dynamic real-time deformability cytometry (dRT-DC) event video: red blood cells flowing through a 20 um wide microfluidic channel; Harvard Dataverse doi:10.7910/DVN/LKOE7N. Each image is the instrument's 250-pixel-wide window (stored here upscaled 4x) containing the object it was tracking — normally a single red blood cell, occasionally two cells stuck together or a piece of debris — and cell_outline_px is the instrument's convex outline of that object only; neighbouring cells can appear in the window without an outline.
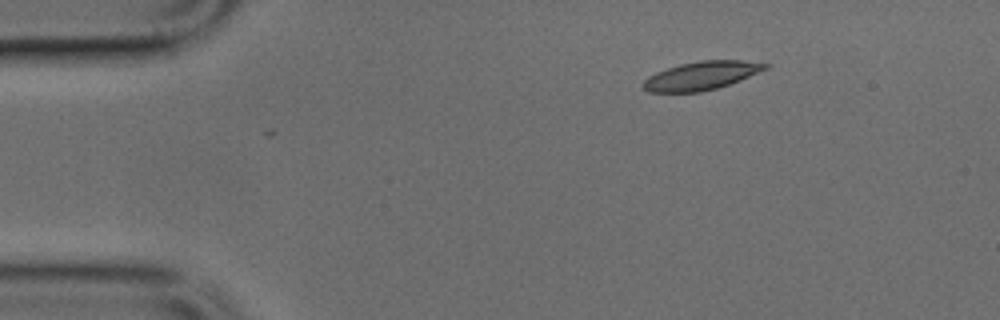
{"species": "common noctule bat (a hibernating species)", "species_latin": "Nyctalus noctula", "temperature_condition": "cold", "stored_images_in_passage": 3, "camera_frame_rate_fps": 3000, "um_per_image_px": 0.085, "animal": {"sex": "male", "body_mass_g": 17.9, "forearm_length_mm": 54.2}, "frame": {"image": 1, "passage_image": 2, "time_ms": 0.333, "image_size_px": [1000, 320], "cell_outline_px": [[772, 64], [768, 68], [740, 80], [716, 88], [700, 92], [648, 92], [644, 88], [644, 80], [648, 76], [656, 72], [680, 64], [700, 60], [740, 60]], "centroid_in_image_um": [59.63, 6.42], "position_along_channel_um": 25.4, "area_um2": 20.06}}